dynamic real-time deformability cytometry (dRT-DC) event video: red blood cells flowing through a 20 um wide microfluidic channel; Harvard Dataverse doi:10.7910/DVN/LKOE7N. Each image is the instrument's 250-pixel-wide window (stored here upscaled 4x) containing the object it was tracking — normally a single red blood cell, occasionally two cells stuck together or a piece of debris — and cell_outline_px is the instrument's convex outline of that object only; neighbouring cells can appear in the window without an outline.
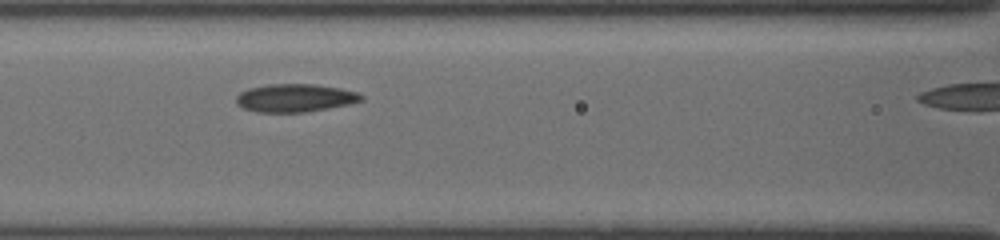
{"species": "common noctule bat (a hibernating species)", "species_latin": "Nyctalus noctula", "temperature_condition": "cold", "stored_images_in_passage": 7, "segment_of_instrument_passage": [1, 2], "camera_frame_rate_fps": 3000, "um_per_image_px": 0.085, "animal": {"sex": "female", "body_mass_g": 19.5, "forearm_length_mm": 54.1}, "frame": {"image": 1, "passage_image": 5, "time_ms": 3.333, "image_size_px": [1000, 240], "cell_outline_px": [[364, 100], [348, 104], [328, 108], [304, 112], [256, 112], [244, 108], [236, 104], [236, 96], [240, 92], [248, 88], [268, 84], [316, 84], [340, 88], [360, 92], [364, 96]], "centroid_in_image_um": [25.09, 8.31], "position_along_channel_um": 141.5, "area_um2": 20.58}}
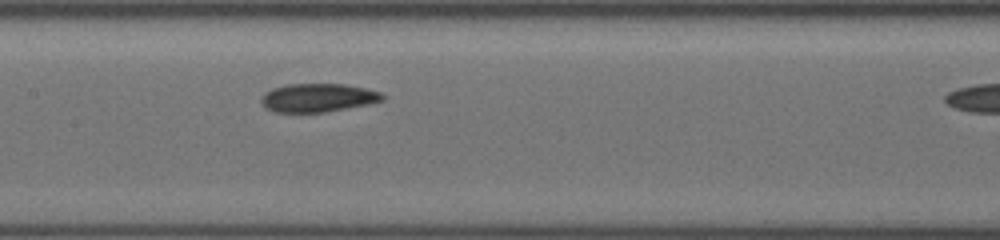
{"frame": {"image": 2, "passage_image": 6, "time_ms": 4.333, "image_size_px": [1000, 240], "cell_outline_px": [[384, 100], [368, 104], [324, 112], [276, 112], [264, 108], [260, 104], [260, 100], [264, 92], [272, 88], [288, 84], [344, 84], [364, 88], [380, 92], [384, 96]], "centroid_in_image_um": [26.96, 8.31], "position_along_channel_um": 180.4, "area_um2": 20.11}}